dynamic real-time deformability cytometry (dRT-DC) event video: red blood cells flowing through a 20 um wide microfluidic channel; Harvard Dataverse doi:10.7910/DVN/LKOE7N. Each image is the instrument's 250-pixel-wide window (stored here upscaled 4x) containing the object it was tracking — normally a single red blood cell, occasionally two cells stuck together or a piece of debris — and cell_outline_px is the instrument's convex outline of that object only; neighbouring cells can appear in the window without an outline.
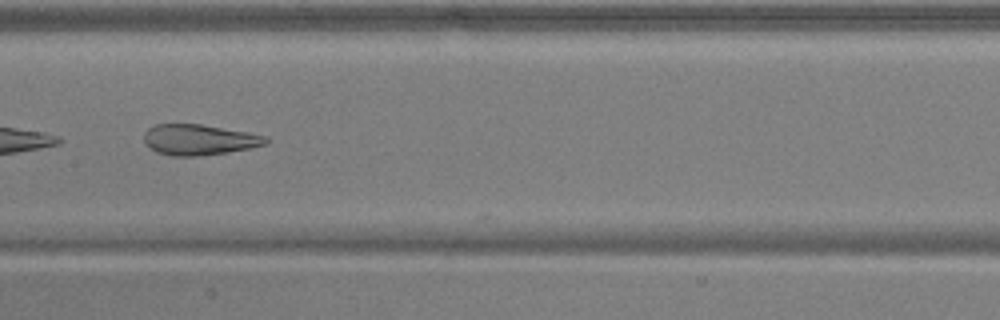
{"species": "common noctule bat (a hibernating species)", "species_latin": "Nyctalus noctula", "temperature_condition": "warm", "stored_images_in_passage": 13, "camera_frame_rate_fps": 3000, "um_per_image_px": 0.085, "animal": {"sex": "male", "body_mass_g": 17.9, "forearm_length_mm": 54.2}, "frame": {"image": 1, "passage_image": 13, "time_ms": 4.0, "image_size_px": [1000, 320], "cell_outline_px": [[268, 144], [252, 148], [228, 152], [196, 156], [172, 156], [156, 152], [144, 140], [144, 132], [148, 128], [156, 124], [200, 124], [248, 132], [268, 136]], "centroid_in_image_um": [16.96, 11.87], "position_along_channel_um": 190.4, "area_um2": 21.79}}